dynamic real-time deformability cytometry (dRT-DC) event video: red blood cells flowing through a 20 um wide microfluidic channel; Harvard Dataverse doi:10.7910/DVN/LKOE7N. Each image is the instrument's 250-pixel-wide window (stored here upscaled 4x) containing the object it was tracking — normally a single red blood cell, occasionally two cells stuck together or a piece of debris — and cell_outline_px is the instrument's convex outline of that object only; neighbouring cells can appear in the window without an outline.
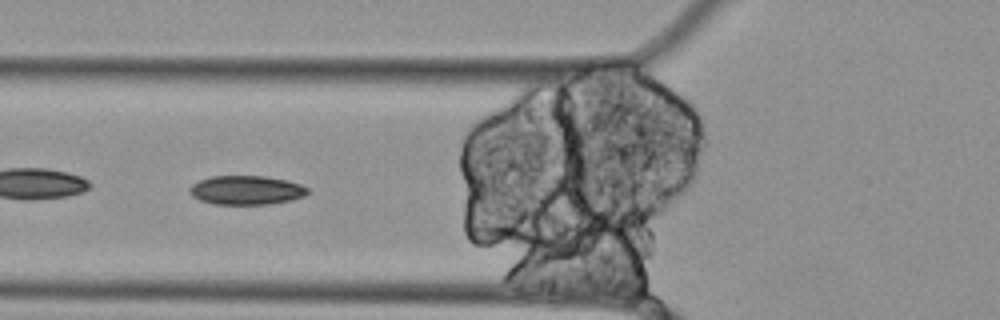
{"species": "Egyptian fruit bat (a non-hibernating species)", "species_latin": "Rousettus aegyptiacus", "temperature_condition": "cold", "stored_images_in_passage": 37, "camera_frame_rate_fps": 3000, "um_per_image_px": 0.085, "animal": {"sex": "female"}, "frame": {"image": 1, "passage_image": 6, "time_ms": 1.667, "image_size_px": [1000, 320], "cell_outline_px": [[308, 192], [304, 196], [292, 200], [268, 204], [212, 204], [200, 200], [192, 196], [188, 192], [188, 188], [192, 184], [200, 180], [212, 176], [264, 176], [284, 180], [300, 184], [308, 188]], "centroid_in_image_um": [20.9, 16.17], "position_along_channel_um": 104.9, "area_um2": 19.94}, "authors_computed_cell_mechanics": {"area_um2": 21.386, "velocity_mm_per_s": 3.4678, "shape_relaxation_time_tau1_ms": null, "shape_relaxation_time_tau2_ms": 6.5084, "deformation_change_tau1": null, "deformation_change_tau2": 0.1387}}